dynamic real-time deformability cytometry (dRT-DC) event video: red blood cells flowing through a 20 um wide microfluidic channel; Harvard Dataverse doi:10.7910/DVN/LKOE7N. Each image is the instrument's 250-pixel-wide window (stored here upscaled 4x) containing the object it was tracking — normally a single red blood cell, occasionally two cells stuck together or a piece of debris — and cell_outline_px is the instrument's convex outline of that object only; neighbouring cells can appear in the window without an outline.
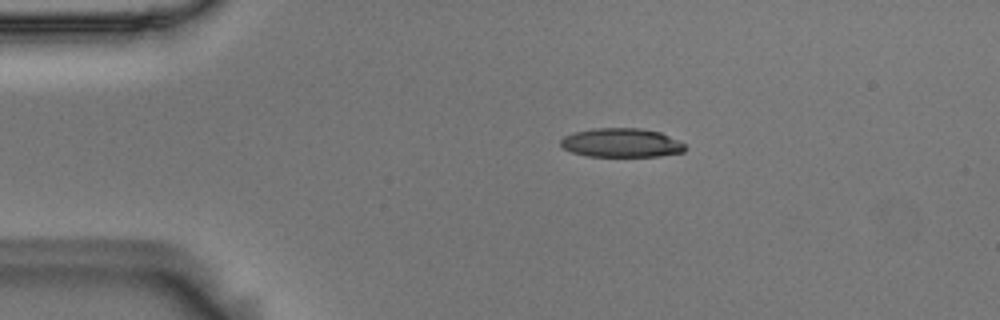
{"species": "Egyptian fruit bat (a non-hibernating species)", "species_latin": "Rousettus aegyptiacus", "temperature_condition": "room temperature", "stored_images_in_passage": 45, "camera_frame_rate_fps": 3000, "um_per_image_px": 0.085, "animal": {"sex": "male"}, "frame": {"image": 1, "passage_image": 1, "time_ms": 0.0, "image_size_px": [1000, 320], "cell_outline_px": [[688, 148], [684, 152], [660, 156], [588, 156], [572, 152], [564, 148], [560, 144], [560, 140], [564, 136], [572, 132], [592, 128], [640, 128], [660, 132], [680, 140]], "centroid_in_image_um": [52.84, 12.13], "position_along_channel_um": 32.2, "area_um2": 21.21}}
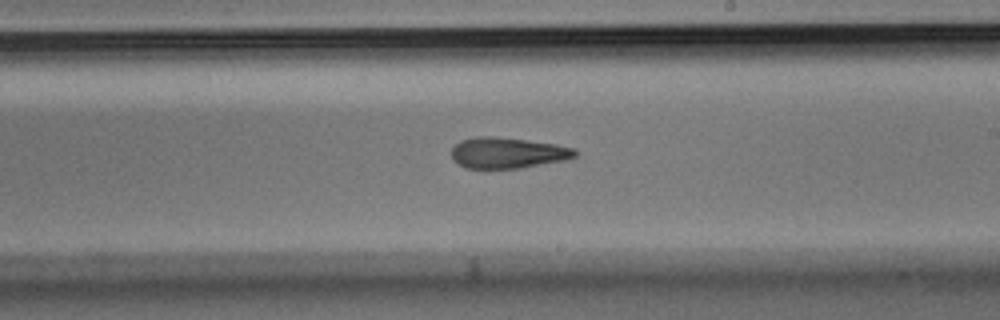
{"frame": {"image": 2, "passage_image": 22, "time_ms": 7.0, "image_size_px": [1000, 320], "cell_outline_px": [[576, 156], [568, 160], [520, 168], [464, 168], [452, 160], [452, 148], [460, 140], [476, 136], [496, 136], [556, 144], [576, 148]], "centroid_in_image_um": [43.15, 12.99], "position_along_channel_um": 245.8, "area_um2": 22.48}}
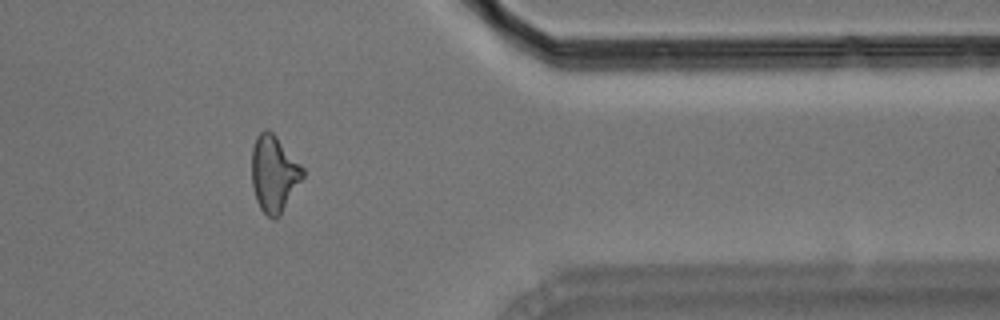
{"frame": {"image": 3, "passage_image": 35, "time_ms": 11.333, "image_size_px": [1000, 320], "cell_outline_px": [[304, 176], [280, 216], [276, 220], [272, 220], [260, 208], [256, 200], [252, 184], [252, 148], [256, 136], [264, 128], [268, 128], [276, 136], [304, 168]], "centroid_in_image_um": [23.28, 14.77], "position_along_channel_um": 388.1, "area_um2": 22.83}, "authors_computed_cell_mechanics": {"area_um2": 22.5998, "velocity_mm_per_s": 3.6837, "shape_relaxation_time_tau1_ms": 6.9798, "shape_relaxation_time_tau2_ms": 5.3415, "deformation_change_tau1": 0.2199, "deformation_change_tau2": 0.173}}